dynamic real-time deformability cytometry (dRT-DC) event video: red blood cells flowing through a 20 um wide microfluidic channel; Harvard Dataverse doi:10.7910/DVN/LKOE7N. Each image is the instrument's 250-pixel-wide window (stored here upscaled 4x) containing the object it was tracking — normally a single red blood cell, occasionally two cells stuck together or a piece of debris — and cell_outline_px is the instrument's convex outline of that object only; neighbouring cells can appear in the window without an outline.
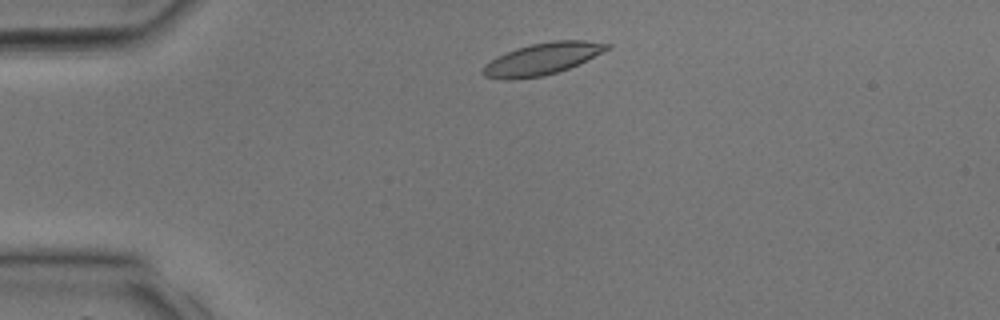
{"species": "common noctule bat (a hibernating species)", "species_latin": "Nyctalus noctula", "temperature_condition": "room temperature", "stored_images_in_passage": 1, "camera_frame_rate_fps": 3000, "um_per_image_px": 0.085, "animal": {"sex": "male", "body_mass_g": 17.9, "forearm_length_mm": 54.2}, "frame": {"image": 1, "passage_image": 1, "time_ms": 0.0, "image_size_px": [1000, 320], "cell_outline_px": [[612, 48], [568, 68], [544, 76], [512, 80], [508, 80], [484, 76], [480, 72], [484, 64], [516, 48], [532, 44], [552, 40], [584, 40], [612, 44]], "centroid_in_image_um": [46.09, 5.0], "position_along_channel_um": 38.9, "area_um2": 22.89}}